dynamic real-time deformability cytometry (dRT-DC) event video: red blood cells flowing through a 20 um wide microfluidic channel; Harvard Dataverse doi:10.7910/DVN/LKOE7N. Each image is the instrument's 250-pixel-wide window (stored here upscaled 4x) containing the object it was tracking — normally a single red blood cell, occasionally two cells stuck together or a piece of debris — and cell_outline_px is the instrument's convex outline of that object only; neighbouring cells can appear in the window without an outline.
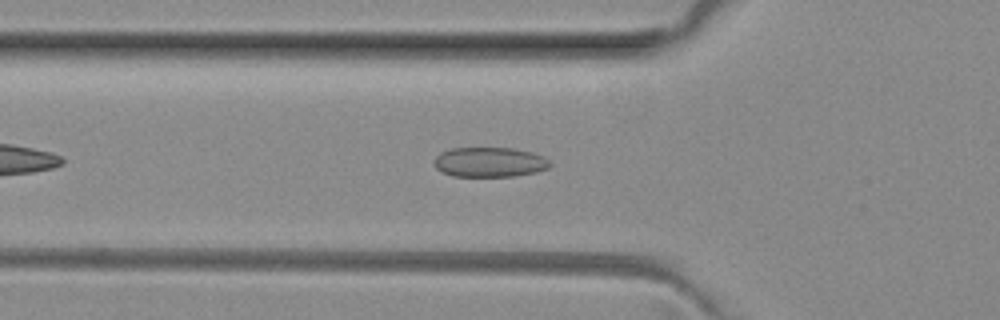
{"species": "common noctule bat (a hibernating species)", "species_latin": "Nyctalus noctula", "temperature_condition": "room temperature", "stored_images_in_passage": 37, "camera_frame_rate_fps": 3000, "um_per_image_px": 0.085, "animal": {"sex": "female", "body_mass_g": 29.2, "forearm_length_mm": 56.3}, "frame": {"image": 1, "passage_image": 8, "time_ms": 2.333, "image_size_px": [1000, 320], "cell_outline_px": [[552, 164], [548, 168], [536, 172], [512, 176], [452, 176], [440, 172], [436, 168], [432, 160], [440, 152], [452, 148], [512, 148], [532, 152], [544, 156]], "centroid_in_image_um": [41.58, 13.78], "position_along_channel_um": 84.2, "area_um2": 20.29}}
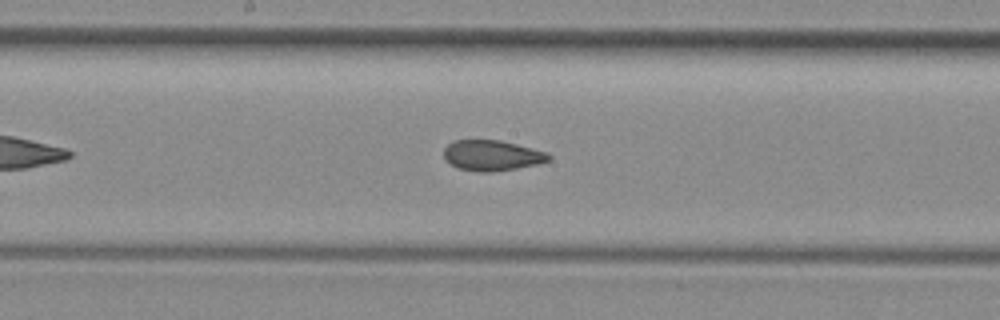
{"frame": {"image": 2, "passage_image": 17, "time_ms": 5.333, "image_size_px": [1000, 320], "cell_outline_px": [[552, 160], [540, 164], [492, 172], [476, 172], [460, 168], [452, 164], [444, 156], [444, 148], [452, 140], [500, 140], [548, 152], [552, 156]], "centroid_in_image_um": [41.87, 13.21], "position_along_channel_um": 206.3, "area_um2": 18.73}}
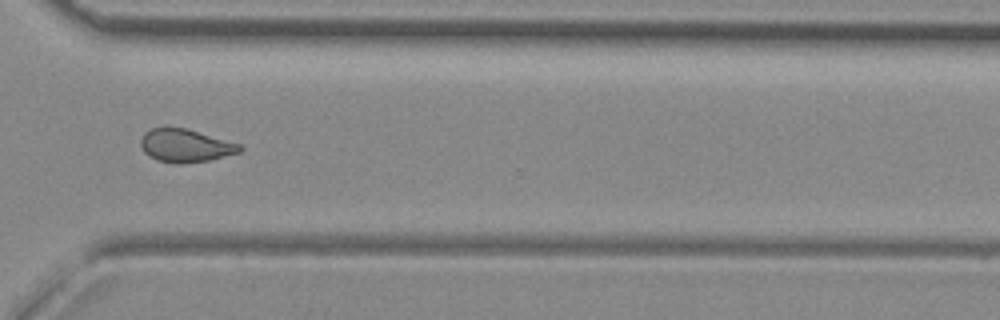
{"frame": {"image": 3, "passage_image": 28, "time_ms": 9.0, "image_size_px": [1000, 320], "cell_outline_px": [[244, 148], [240, 152], [208, 160], [180, 164], [176, 164], [156, 160], [148, 156], [144, 152], [140, 144], [140, 140], [144, 132], [152, 128], [184, 128], [240, 144]], "centroid_in_image_um": [15.73, 12.39], "position_along_channel_um": 354.9, "area_um2": 18.9}, "authors_computed_cell_mechanics": {"area_um2": 19.363, "velocity_mm_per_s": 4.0566, "shape_relaxation_time_tau1_ms": null, "shape_relaxation_time_tau2_ms": 1.8229, "deformation_change_tau1": null, "deformation_change_tau2": 0.0812}}